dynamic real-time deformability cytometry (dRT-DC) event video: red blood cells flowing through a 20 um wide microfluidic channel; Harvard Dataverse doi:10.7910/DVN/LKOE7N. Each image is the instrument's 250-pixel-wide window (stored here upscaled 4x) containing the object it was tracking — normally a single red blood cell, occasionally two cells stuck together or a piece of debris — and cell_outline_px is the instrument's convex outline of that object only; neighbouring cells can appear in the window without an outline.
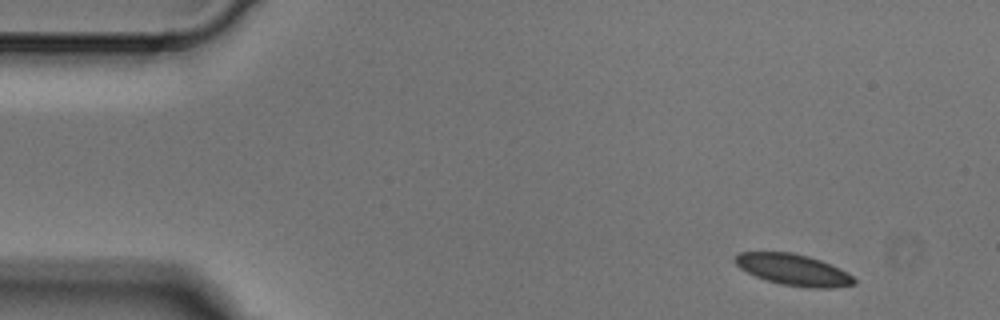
{"species": "Egyptian fruit bat (a non-hibernating species)", "species_latin": "Rousettus aegyptiacus", "temperature_condition": "cold", "stored_images_in_passage": 3, "camera_frame_rate_fps": 3000, "um_per_image_px": 0.085, "animal": {"sex": "male"}, "frame": {"image": 1, "passage_image": 1, "time_ms": 0.0, "image_size_px": [1000, 320], "cell_outline_px": [[856, 284], [832, 288], [808, 288], [780, 284], [756, 276], [740, 268], [732, 260], [740, 252], [792, 252], [808, 256], [820, 260], [840, 268], [852, 276], [856, 280]], "centroid_in_image_um": [67.45, 22.93], "position_along_channel_um": 17.6, "area_um2": 21.68}}